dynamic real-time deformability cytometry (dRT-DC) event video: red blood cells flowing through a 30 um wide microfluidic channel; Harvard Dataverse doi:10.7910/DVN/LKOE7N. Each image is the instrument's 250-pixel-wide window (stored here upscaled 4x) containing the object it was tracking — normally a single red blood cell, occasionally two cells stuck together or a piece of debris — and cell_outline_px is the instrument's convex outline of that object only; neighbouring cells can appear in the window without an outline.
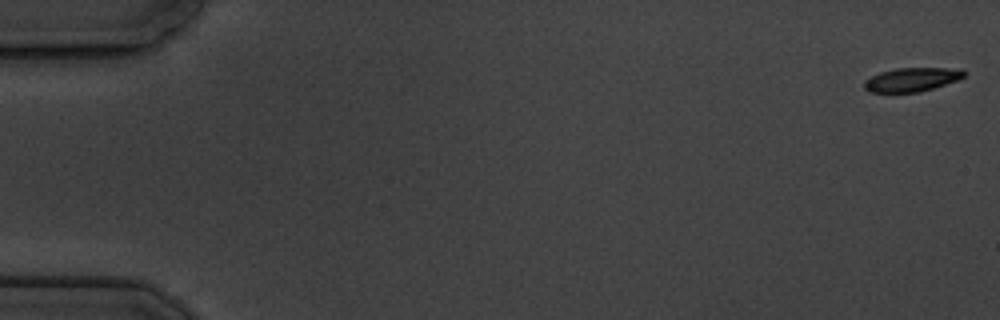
{"species": "common noctule bat (a hibernating species)", "species_latin": "Nyctalus noctula", "temperature_condition": "cold", "stored_images_in_passage": 4, "camera_frame_rate_fps": 3000, "um_per_image_px": 0.085, "animal": {"sex": "male", "body_mass_g": 19.5, "forearm_length_mm": 54.6}, "frame": {"image": 1, "passage_image": 1, "time_ms": 0.0, "image_size_px": [1000, 320], "cell_outline_px": [[964, 76], [956, 80], [920, 92], [868, 92], [864, 88], [864, 80], [880, 72], [896, 68], [964, 68]], "centroid_in_image_um": [77.48, 6.75], "position_along_channel_um": 7.5, "area_um2": 13.76}}